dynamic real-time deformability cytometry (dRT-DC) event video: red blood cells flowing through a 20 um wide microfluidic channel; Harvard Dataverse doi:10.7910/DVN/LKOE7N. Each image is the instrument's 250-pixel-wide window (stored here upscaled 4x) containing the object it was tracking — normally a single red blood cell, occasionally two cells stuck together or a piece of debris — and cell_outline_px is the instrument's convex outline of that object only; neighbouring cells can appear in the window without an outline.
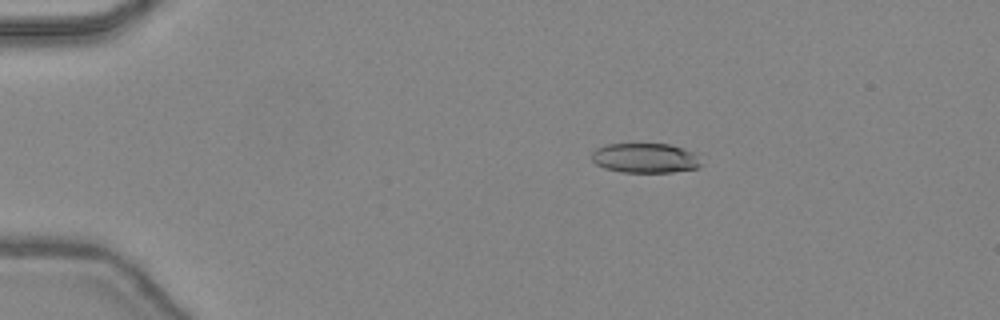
{"species": "common noctule bat (a hibernating species)", "species_latin": "Nyctalus noctula", "temperature_condition": "warm", "stored_images_in_passage": 40, "camera_frame_rate_fps": 3000, "um_per_image_px": 0.085, "animal": {"sex": "female", "body_mass_g": 24.6, "forearm_length_mm": 56.2}, "frame": {"image": 1, "passage_image": 3, "time_ms": 0.667, "image_size_px": [1000, 320], "cell_outline_px": [[700, 164], [696, 168], [672, 172], [624, 172], [604, 168], [596, 164], [592, 160], [592, 152], [596, 148], [608, 144], [668, 144], [684, 148], [692, 152], [696, 156]], "centroid_in_image_um": [54.79, 13.43], "position_along_channel_um": 30.2, "area_um2": 18.73}}
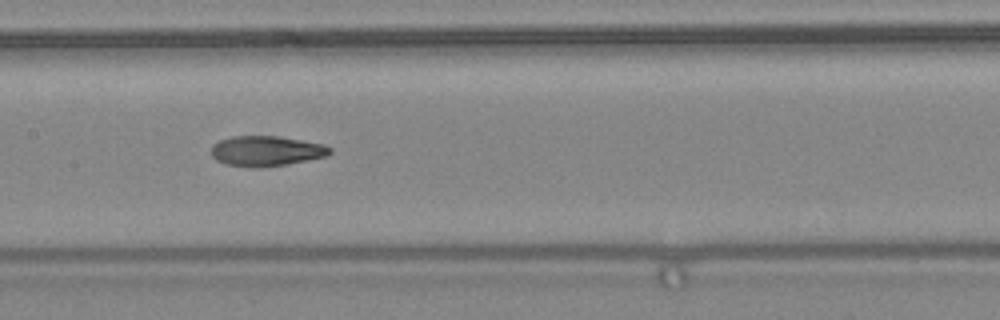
{"frame": {"image": 2, "passage_image": 18, "time_ms": 5.667, "image_size_px": [1000, 320], "cell_outline_px": [[332, 152], [328, 156], [288, 164], [224, 164], [216, 160], [212, 156], [212, 144], [220, 140], [232, 136], [276, 136], [324, 144], [332, 148]], "centroid_in_image_um": [22.68, 12.78], "position_along_channel_um": 184.7, "area_um2": 20.06}}
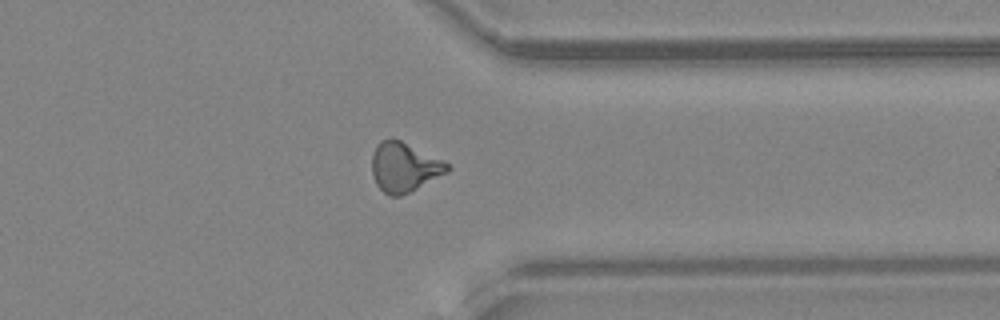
{"frame": {"image": 3, "passage_image": 31, "time_ms": 10.0, "image_size_px": [1000, 320], "cell_outline_px": [[452, 168], [448, 172], [400, 196], [388, 196], [376, 184], [372, 176], [372, 152], [376, 144], [380, 140], [388, 136], [392, 136], [444, 160], [452, 164]], "centroid_in_image_um": [34.35, 14.16], "position_along_channel_um": 377.1, "area_um2": 22.14}, "authors_computed_cell_mechanics": {"area_um2": 20.6057, "velocity_mm_per_s": 4.5024, "shape_relaxation_time_tau1_ms": 9.424, "shape_relaxation_time_tau2_ms": 1.988, "deformation_change_tau1": 0.2874, "deformation_change_tau2": 0.1005}}